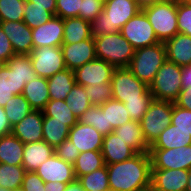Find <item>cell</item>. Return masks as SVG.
<instances>
[{"mask_svg":"<svg viewBox=\"0 0 191 191\" xmlns=\"http://www.w3.org/2000/svg\"><path fill=\"white\" fill-rule=\"evenodd\" d=\"M106 166L110 191H140L151 184L149 152Z\"/></svg>","mask_w":191,"mask_h":191,"instance_id":"6da1fadb","label":"cell"},{"mask_svg":"<svg viewBox=\"0 0 191 191\" xmlns=\"http://www.w3.org/2000/svg\"><path fill=\"white\" fill-rule=\"evenodd\" d=\"M29 55L15 54L0 65V106L14 95L23 93L24 86L36 77Z\"/></svg>","mask_w":191,"mask_h":191,"instance_id":"7a4b0ae2","label":"cell"},{"mask_svg":"<svg viewBox=\"0 0 191 191\" xmlns=\"http://www.w3.org/2000/svg\"><path fill=\"white\" fill-rule=\"evenodd\" d=\"M140 10L137 0H108L103 11L90 22L91 36L121 32L122 26Z\"/></svg>","mask_w":191,"mask_h":191,"instance_id":"3957f363","label":"cell"},{"mask_svg":"<svg viewBox=\"0 0 191 191\" xmlns=\"http://www.w3.org/2000/svg\"><path fill=\"white\" fill-rule=\"evenodd\" d=\"M96 58L102 59L114 68L129 66L135 48L122 36L121 32L94 37Z\"/></svg>","mask_w":191,"mask_h":191,"instance_id":"277c9868","label":"cell"},{"mask_svg":"<svg viewBox=\"0 0 191 191\" xmlns=\"http://www.w3.org/2000/svg\"><path fill=\"white\" fill-rule=\"evenodd\" d=\"M167 60L165 43L135 49L134 56L127 67L141 82L150 86L156 73Z\"/></svg>","mask_w":191,"mask_h":191,"instance_id":"5b68a950","label":"cell"},{"mask_svg":"<svg viewBox=\"0 0 191 191\" xmlns=\"http://www.w3.org/2000/svg\"><path fill=\"white\" fill-rule=\"evenodd\" d=\"M147 16L159 42L165 43L178 31L177 4L172 0H162L141 9Z\"/></svg>","mask_w":191,"mask_h":191,"instance_id":"8992f818","label":"cell"},{"mask_svg":"<svg viewBox=\"0 0 191 191\" xmlns=\"http://www.w3.org/2000/svg\"><path fill=\"white\" fill-rule=\"evenodd\" d=\"M154 100L175 102L182 90L181 66L166 60L149 86Z\"/></svg>","mask_w":191,"mask_h":191,"instance_id":"52a82bcc","label":"cell"},{"mask_svg":"<svg viewBox=\"0 0 191 191\" xmlns=\"http://www.w3.org/2000/svg\"><path fill=\"white\" fill-rule=\"evenodd\" d=\"M173 104L174 102L153 99L148 110L143 115L140 123L143 136L149 146L171 124Z\"/></svg>","mask_w":191,"mask_h":191,"instance_id":"ba28073f","label":"cell"},{"mask_svg":"<svg viewBox=\"0 0 191 191\" xmlns=\"http://www.w3.org/2000/svg\"><path fill=\"white\" fill-rule=\"evenodd\" d=\"M111 86L113 99L120 102L141 99V95L149 89V86L141 82L127 67L114 69Z\"/></svg>","mask_w":191,"mask_h":191,"instance_id":"9c48e42d","label":"cell"},{"mask_svg":"<svg viewBox=\"0 0 191 191\" xmlns=\"http://www.w3.org/2000/svg\"><path fill=\"white\" fill-rule=\"evenodd\" d=\"M33 69L39 77L49 78L66 69L61 46L33 48L29 54Z\"/></svg>","mask_w":191,"mask_h":191,"instance_id":"30bf717a","label":"cell"},{"mask_svg":"<svg viewBox=\"0 0 191 191\" xmlns=\"http://www.w3.org/2000/svg\"><path fill=\"white\" fill-rule=\"evenodd\" d=\"M121 34L135 49L159 42L154 29L142 10L122 26Z\"/></svg>","mask_w":191,"mask_h":191,"instance_id":"8fae6325","label":"cell"},{"mask_svg":"<svg viewBox=\"0 0 191 191\" xmlns=\"http://www.w3.org/2000/svg\"><path fill=\"white\" fill-rule=\"evenodd\" d=\"M151 169H191V145L173 149H149Z\"/></svg>","mask_w":191,"mask_h":191,"instance_id":"7c38bea8","label":"cell"},{"mask_svg":"<svg viewBox=\"0 0 191 191\" xmlns=\"http://www.w3.org/2000/svg\"><path fill=\"white\" fill-rule=\"evenodd\" d=\"M114 67L106 61L95 58L74 70L76 84L82 86H99L111 82Z\"/></svg>","mask_w":191,"mask_h":191,"instance_id":"4fadbf2b","label":"cell"},{"mask_svg":"<svg viewBox=\"0 0 191 191\" xmlns=\"http://www.w3.org/2000/svg\"><path fill=\"white\" fill-rule=\"evenodd\" d=\"M35 172L46 182L70 183L76 179L72 163L66 162L55 153L43 162Z\"/></svg>","mask_w":191,"mask_h":191,"instance_id":"5bb4252c","label":"cell"},{"mask_svg":"<svg viewBox=\"0 0 191 191\" xmlns=\"http://www.w3.org/2000/svg\"><path fill=\"white\" fill-rule=\"evenodd\" d=\"M15 54L29 55L33 50L32 29L24 21H0Z\"/></svg>","mask_w":191,"mask_h":191,"instance_id":"9a60e30c","label":"cell"},{"mask_svg":"<svg viewBox=\"0 0 191 191\" xmlns=\"http://www.w3.org/2000/svg\"><path fill=\"white\" fill-rule=\"evenodd\" d=\"M64 62L67 69L75 70L96 58L94 37L72 44H62Z\"/></svg>","mask_w":191,"mask_h":191,"instance_id":"2e32d148","label":"cell"},{"mask_svg":"<svg viewBox=\"0 0 191 191\" xmlns=\"http://www.w3.org/2000/svg\"><path fill=\"white\" fill-rule=\"evenodd\" d=\"M64 19L53 16L48 22L32 29L33 48L59 47L63 43Z\"/></svg>","mask_w":191,"mask_h":191,"instance_id":"e0dca14e","label":"cell"},{"mask_svg":"<svg viewBox=\"0 0 191 191\" xmlns=\"http://www.w3.org/2000/svg\"><path fill=\"white\" fill-rule=\"evenodd\" d=\"M68 139L79 152L101 151L103 135L93 126L77 122L70 128Z\"/></svg>","mask_w":191,"mask_h":191,"instance_id":"ac0fdd59","label":"cell"},{"mask_svg":"<svg viewBox=\"0 0 191 191\" xmlns=\"http://www.w3.org/2000/svg\"><path fill=\"white\" fill-rule=\"evenodd\" d=\"M188 170L151 169V184L158 191H186Z\"/></svg>","mask_w":191,"mask_h":191,"instance_id":"d6986e66","label":"cell"},{"mask_svg":"<svg viewBox=\"0 0 191 191\" xmlns=\"http://www.w3.org/2000/svg\"><path fill=\"white\" fill-rule=\"evenodd\" d=\"M43 112L32 110L19 123L12 126V134L24 144L43 140Z\"/></svg>","mask_w":191,"mask_h":191,"instance_id":"ffe728a7","label":"cell"},{"mask_svg":"<svg viewBox=\"0 0 191 191\" xmlns=\"http://www.w3.org/2000/svg\"><path fill=\"white\" fill-rule=\"evenodd\" d=\"M101 153L103 155L105 165L122 162L137 154L114 132L103 136Z\"/></svg>","mask_w":191,"mask_h":191,"instance_id":"44dd1931","label":"cell"},{"mask_svg":"<svg viewBox=\"0 0 191 191\" xmlns=\"http://www.w3.org/2000/svg\"><path fill=\"white\" fill-rule=\"evenodd\" d=\"M167 60L178 66L191 65V36L177 33L165 42Z\"/></svg>","mask_w":191,"mask_h":191,"instance_id":"7402d4cb","label":"cell"},{"mask_svg":"<svg viewBox=\"0 0 191 191\" xmlns=\"http://www.w3.org/2000/svg\"><path fill=\"white\" fill-rule=\"evenodd\" d=\"M78 121H59L43 115V141L55 148L68 138L70 128Z\"/></svg>","mask_w":191,"mask_h":191,"instance_id":"603a6c76","label":"cell"},{"mask_svg":"<svg viewBox=\"0 0 191 191\" xmlns=\"http://www.w3.org/2000/svg\"><path fill=\"white\" fill-rule=\"evenodd\" d=\"M113 132L127 143V145H129L136 153L149 152L150 146L147 144L143 136L140 122L131 120L114 129Z\"/></svg>","mask_w":191,"mask_h":191,"instance_id":"cb8c5ba5","label":"cell"},{"mask_svg":"<svg viewBox=\"0 0 191 191\" xmlns=\"http://www.w3.org/2000/svg\"><path fill=\"white\" fill-rule=\"evenodd\" d=\"M52 154H54V148L43 140L25 144L22 162L25 172L35 171Z\"/></svg>","mask_w":191,"mask_h":191,"instance_id":"d4e9b609","label":"cell"},{"mask_svg":"<svg viewBox=\"0 0 191 191\" xmlns=\"http://www.w3.org/2000/svg\"><path fill=\"white\" fill-rule=\"evenodd\" d=\"M22 95L33 110L42 111L50 101L47 78L36 76L25 84Z\"/></svg>","mask_w":191,"mask_h":191,"instance_id":"484cf974","label":"cell"},{"mask_svg":"<svg viewBox=\"0 0 191 191\" xmlns=\"http://www.w3.org/2000/svg\"><path fill=\"white\" fill-rule=\"evenodd\" d=\"M47 82L50 100H65L76 84L74 71L66 68L47 78Z\"/></svg>","mask_w":191,"mask_h":191,"instance_id":"4316f807","label":"cell"},{"mask_svg":"<svg viewBox=\"0 0 191 191\" xmlns=\"http://www.w3.org/2000/svg\"><path fill=\"white\" fill-rule=\"evenodd\" d=\"M191 145V134L170 124L159 135L149 149H173Z\"/></svg>","mask_w":191,"mask_h":191,"instance_id":"83f0119b","label":"cell"},{"mask_svg":"<svg viewBox=\"0 0 191 191\" xmlns=\"http://www.w3.org/2000/svg\"><path fill=\"white\" fill-rule=\"evenodd\" d=\"M25 144L12 133L0 137V163L22 165Z\"/></svg>","mask_w":191,"mask_h":191,"instance_id":"f1b7e54d","label":"cell"},{"mask_svg":"<svg viewBox=\"0 0 191 191\" xmlns=\"http://www.w3.org/2000/svg\"><path fill=\"white\" fill-rule=\"evenodd\" d=\"M91 37L90 22L80 17L64 19V35L62 44H72Z\"/></svg>","mask_w":191,"mask_h":191,"instance_id":"f546056e","label":"cell"},{"mask_svg":"<svg viewBox=\"0 0 191 191\" xmlns=\"http://www.w3.org/2000/svg\"><path fill=\"white\" fill-rule=\"evenodd\" d=\"M105 166L101 151L81 152L73 163L76 179Z\"/></svg>","mask_w":191,"mask_h":191,"instance_id":"4dcf8cb0","label":"cell"},{"mask_svg":"<svg viewBox=\"0 0 191 191\" xmlns=\"http://www.w3.org/2000/svg\"><path fill=\"white\" fill-rule=\"evenodd\" d=\"M100 108L106 112L107 126H112L113 130L131 121L128 110L123 102L112 98L101 104Z\"/></svg>","mask_w":191,"mask_h":191,"instance_id":"1f68e13d","label":"cell"},{"mask_svg":"<svg viewBox=\"0 0 191 191\" xmlns=\"http://www.w3.org/2000/svg\"><path fill=\"white\" fill-rule=\"evenodd\" d=\"M3 109L12 126L19 123L33 110L22 94L14 95L8 102H6Z\"/></svg>","mask_w":191,"mask_h":191,"instance_id":"d6a6232c","label":"cell"},{"mask_svg":"<svg viewBox=\"0 0 191 191\" xmlns=\"http://www.w3.org/2000/svg\"><path fill=\"white\" fill-rule=\"evenodd\" d=\"M78 121L93 126L103 136L113 132L112 126H107L106 112L100 106L91 105L81 116Z\"/></svg>","mask_w":191,"mask_h":191,"instance_id":"836d02e7","label":"cell"},{"mask_svg":"<svg viewBox=\"0 0 191 191\" xmlns=\"http://www.w3.org/2000/svg\"><path fill=\"white\" fill-rule=\"evenodd\" d=\"M77 179L85 191H110L106 165Z\"/></svg>","mask_w":191,"mask_h":191,"instance_id":"e575fe53","label":"cell"},{"mask_svg":"<svg viewBox=\"0 0 191 191\" xmlns=\"http://www.w3.org/2000/svg\"><path fill=\"white\" fill-rule=\"evenodd\" d=\"M25 174L22 165H8L0 163V187L16 189L21 187Z\"/></svg>","mask_w":191,"mask_h":191,"instance_id":"d590c367","label":"cell"},{"mask_svg":"<svg viewBox=\"0 0 191 191\" xmlns=\"http://www.w3.org/2000/svg\"><path fill=\"white\" fill-rule=\"evenodd\" d=\"M65 102L77 118H80L91 106L85 87L78 84H75L71 89L70 93L66 96Z\"/></svg>","mask_w":191,"mask_h":191,"instance_id":"8d00e7d4","label":"cell"},{"mask_svg":"<svg viewBox=\"0 0 191 191\" xmlns=\"http://www.w3.org/2000/svg\"><path fill=\"white\" fill-rule=\"evenodd\" d=\"M51 17H53V15L49 12V7L31 6V2L26 0L23 21L31 29L48 22Z\"/></svg>","mask_w":191,"mask_h":191,"instance_id":"74e56055","label":"cell"},{"mask_svg":"<svg viewBox=\"0 0 191 191\" xmlns=\"http://www.w3.org/2000/svg\"><path fill=\"white\" fill-rule=\"evenodd\" d=\"M44 116L54 117L59 121H78L65 100H50L42 110Z\"/></svg>","mask_w":191,"mask_h":191,"instance_id":"f35d334b","label":"cell"},{"mask_svg":"<svg viewBox=\"0 0 191 191\" xmlns=\"http://www.w3.org/2000/svg\"><path fill=\"white\" fill-rule=\"evenodd\" d=\"M26 0H0V21H23Z\"/></svg>","mask_w":191,"mask_h":191,"instance_id":"ab89813d","label":"cell"},{"mask_svg":"<svg viewBox=\"0 0 191 191\" xmlns=\"http://www.w3.org/2000/svg\"><path fill=\"white\" fill-rule=\"evenodd\" d=\"M153 101V96L151 91L148 89L141 99L125 100V108L128 110L131 120L140 122L143 115L148 110L150 103Z\"/></svg>","mask_w":191,"mask_h":191,"instance_id":"60d3db41","label":"cell"},{"mask_svg":"<svg viewBox=\"0 0 191 191\" xmlns=\"http://www.w3.org/2000/svg\"><path fill=\"white\" fill-rule=\"evenodd\" d=\"M88 99L91 105L100 106L105 102L112 99V86L111 82L99 84V86H85Z\"/></svg>","mask_w":191,"mask_h":191,"instance_id":"b9f144b4","label":"cell"},{"mask_svg":"<svg viewBox=\"0 0 191 191\" xmlns=\"http://www.w3.org/2000/svg\"><path fill=\"white\" fill-rule=\"evenodd\" d=\"M82 0H56V16L62 19L79 17Z\"/></svg>","mask_w":191,"mask_h":191,"instance_id":"7bdbcfd3","label":"cell"},{"mask_svg":"<svg viewBox=\"0 0 191 191\" xmlns=\"http://www.w3.org/2000/svg\"><path fill=\"white\" fill-rule=\"evenodd\" d=\"M171 124L178 129L191 134V110H187L173 104Z\"/></svg>","mask_w":191,"mask_h":191,"instance_id":"ee69618b","label":"cell"},{"mask_svg":"<svg viewBox=\"0 0 191 191\" xmlns=\"http://www.w3.org/2000/svg\"><path fill=\"white\" fill-rule=\"evenodd\" d=\"M179 33L191 36V4H177Z\"/></svg>","mask_w":191,"mask_h":191,"instance_id":"f6af8a7d","label":"cell"},{"mask_svg":"<svg viewBox=\"0 0 191 191\" xmlns=\"http://www.w3.org/2000/svg\"><path fill=\"white\" fill-rule=\"evenodd\" d=\"M104 3L99 0H82V9L79 17L85 21L91 22L103 11Z\"/></svg>","mask_w":191,"mask_h":191,"instance_id":"bcb514c9","label":"cell"},{"mask_svg":"<svg viewBox=\"0 0 191 191\" xmlns=\"http://www.w3.org/2000/svg\"><path fill=\"white\" fill-rule=\"evenodd\" d=\"M54 153L66 162L74 163L80 152L68 138L54 148Z\"/></svg>","mask_w":191,"mask_h":191,"instance_id":"7dc6e473","label":"cell"},{"mask_svg":"<svg viewBox=\"0 0 191 191\" xmlns=\"http://www.w3.org/2000/svg\"><path fill=\"white\" fill-rule=\"evenodd\" d=\"M45 182L35 172H25L21 187L25 191H44Z\"/></svg>","mask_w":191,"mask_h":191,"instance_id":"c3c4849f","label":"cell"},{"mask_svg":"<svg viewBox=\"0 0 191 191\" xmlns=\"http://www.w3.org/2000/svg\"><path fill=\"white\" fill-rule=\"evenodd\" d=\"M14 55L12 44L0 26V65L5 64Z\"/></svg>","mask_w":191,"mask_h":191,"instance_id":"681fc988","label":"cell"},{"mask_svg":"<svg viewBox=\"0 0 191 191\" xmlns=\"http://www.w3.org/2000/svg\"><path fill=\"white\" fill-rule=\"evenodd\" d=\"M174 103L181 108L191 110V87L182 89Z\"/></svg>","mask_w":191,"mask_h":191,"instance_id":"f907efd6","label":"cell"},{"mask_svg":"<svg viewBox=\"0 0 191 191\" xmlns=\"http://www.w3.org/2000/svg\"><path fill=\"white\" fill-rule=\"evenodd\" d=\"M11 133L12 125L10 124L3 107L0 106V137L9 135Z\"/></svg>","mask_w":191,"mask_h":191,"instance_id":"816d5d0a","label":"cell"},{"mask_svg":"<svg viewBox=\"0 0 191 191\" xmlns=\"http://www.w3.org/2000/svg\"><path fill=\"white\" fill-rule=\"evenodd\" d=\"M31 2V6L49 7V12L56 15V0H28Z\"/></svg>","mask_w":191,"mask_h":191,"instance_id":"f5cc1de1","label":"cell"},{"mask_svg":"<svg viewBox=\"0 0 191 191\" xmlns=\"http://www.w3.org/2000/svg\"><path fill=\"white\" fill-rule=\"evenodd\" d=\"M182 89L191 87V65L181 67Z\"/></svg>","mask_w":191,"mask_h":191,"instance_id":"db71d44e","label":"cell"},{"mask_svg":"<svg viewBox=\"0 0 191 191\" xmlns=\"http://www.w3.org/2000/svg\"><path fill=\"white\" fill-rule=\"evenodd\" d=\"M68 183L46 182L44 191H64Z\"/></svg>","mask_w":191,"mask_h":191,"instance_id":"11a10c76","label":"cell"},{"mask_svg":"<svg viewBox=\"0 0 191 191\" xmlns=\"http://www.w3.org/2000/svg\"><path fill=\"white\" fill-rule=\"evenodd\" d=\"M64 191H85L78 179L67 184Z\"/></svg>","mask_w":191,"mask_h":191,"instance_id":"9f6ffc18","label":"cell"},{"mask_svg":"<svg viewBox=\"0 0 191 191\" xmlns=\"http://www.w3.org/2000/svg\"><path fill=\"white\" fill-rule=\"evenodd\" d=\"M159 1H162V0H137V3H138V6L142 9L144 7L150 6Z\"/></svg>","mask_w":191,"mask_h":191,"instance_id":"6f0895ef","label":"cell"},{"mask_svg":"<svg viewBox=\"0 0 191 191\" xmlns=\"http://www.w3.org/2000/svg\"><path fill=\"white\" fill-rule=\"evenodd\" d=\"M186 191H191V169L188 170V182L186 186Z\"/></svg>","mask_w":191,"mask_h":191,"instance_id":"680465c9","label":"cell"},{"mask_svg":"<svg viewBox=\"0 0 191 191\" xmlns=\"http://www.w3.org/2000/svg\"><path fill=\"white\" fill-rule=\"evenodd\" d=\"M140 191H158L152 184H150L149 186L141 189Z\"/></svg>","mask_w":191,"mask_h":191,"instance_id":"91938a15","label":"cell"},{"mask_svg":"<svg viewBox=\"0 0 191 191\" xmlns=\"http://www.w3.org/2000/svg\"><path fill=\"white\" fill-rule=\"evenodd\" d=\"M176 4H191V0H172Z\"/></svg>","mask_w":191,"mask_h":191,"instance_id":"94428289","label":"cell"},{"mask_svg":"<svg viewBox=\"0 0 191 191\" xmlns=\"http://www.w3.org/2000/svg\"><path fill=\"white\" fill-rule=\"evenodd\" d=\"M11 191H25L22 187L16 188V189H11Z\"/></svg>","mask_w":191,"mask_h":191,"instance_id":"6125c7cd","label":"cell"},{"mask_svg":"<svg viewBox=\"0 0 191 191\" xmlns=\"http://www.w3.org/2000/svg\"><path fill=\"white\" fill-rule=\"evenodd\" d=\"M0 191H11V189L1 188V187H0Z\"/></svg>","mask_w":191,"mask_h":191,"instance_id":"be15d7a7","label":"cell"},{"mask_svg":"<svg viewBox=\"0 0 191 191\" xmlns=\"http://www.w3.org/2000/svg\"><path fill=\"white\" fill-rule=\"evenodd\" d=\"M99 1L105 4L108 0H99Z\"/></svg>","mask_w":191,"mask_h":191,"instance_id":"e7e4bbea","label":"cell"}]
</instances>
